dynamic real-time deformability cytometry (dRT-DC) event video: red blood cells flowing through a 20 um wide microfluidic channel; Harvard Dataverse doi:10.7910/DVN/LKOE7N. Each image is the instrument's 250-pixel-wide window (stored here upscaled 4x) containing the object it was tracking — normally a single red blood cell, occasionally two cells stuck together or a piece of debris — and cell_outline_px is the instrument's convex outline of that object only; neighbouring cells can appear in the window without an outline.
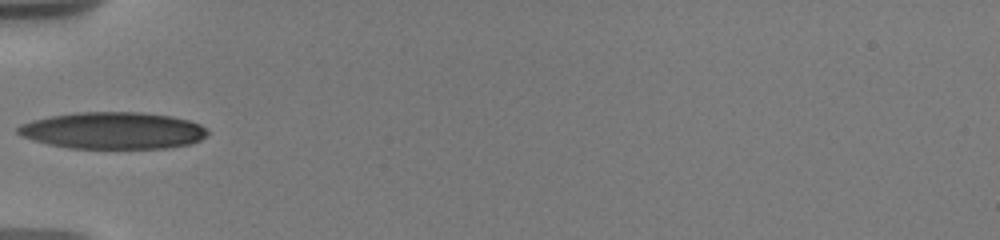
{"species": "human", "species_latin": "Homo sapiens", "temperature_condition": "warm", "stored_images_in_passage": 49, "camera_frame_rate_fps": 3000, "um_per_image_px": 0.085, "donor": {"sex": "male"}, "frame": {"image": 1, "passage_image": 1, "time_ms": 0.0, "image_size_px": [1000, 240], "cell_outline_px": [[208, 132], [200, 140], [192, 144], [168, 148], [68, 148], [48, 144], [20, 136], [16, 132], [16, 128], [20, 124], [32, 120], [48, 116], [76, 112], [140, 112], [172, 116], [188, 120], [200, 124], [208, 128]], "centroid_in_image_um": [9.59, 11.09], "position_along_channel_um": 75.4, "area_um2": 41.04}}
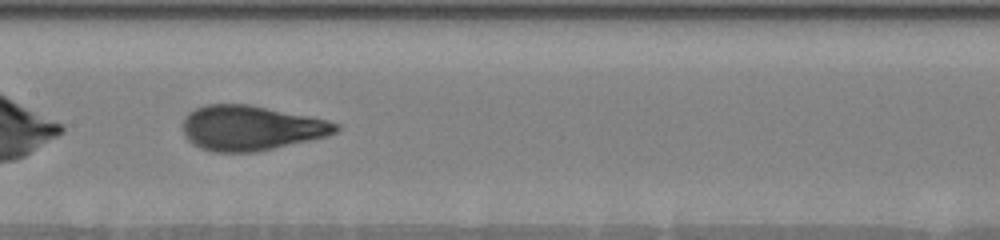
{"frame": {"image": 2, "passage_image": 15, "time_ms": 3.0, "image_size_px": [1000, 240], "cell_outline_px": [[340, 128], [336, 132], [328, 136], [256, 152], [216, 152], [200, 148], [192, 144], [184, 136], [184, 116], [188, 112], [204, 104], [248, 104], [328, 120], [340, 124]], "centroid_in_image_um": [21.32, 10.88], "position_along_channel_um": 186.1, "area_um2": 40.06}}
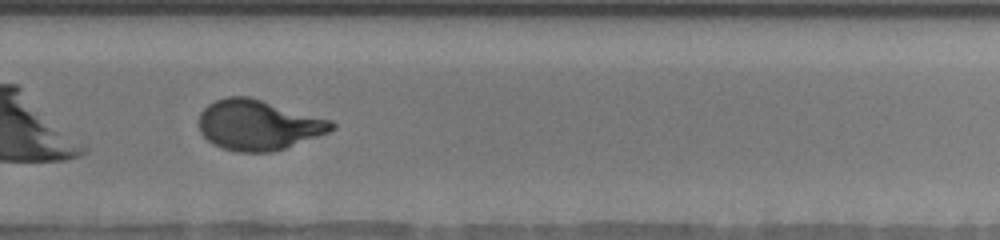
{"frame": {"image": 3, "passage_image": 30, "time_ms": 6.333, "image_size_px": [1000, 240], "cell_outline_px": [[336, 128], [328, 132], [284, 148], [272, 152], [236, 152], [212, 144], [200, 132], [200, 112], [208, 104], [216, 100], [228, 96], [248, 96], [332, 120], [336, 124]], "centroid_in_image_um": [21.95, 10.62], "position_along_channel_um": 307.8, "area_um2": 38.61}, "authors_computed_cell_mechanics": {"area_um2": 39.304, "velocity_mm_per_s": 3.6771, "shape_relaxation_time_tau1_ms": 3.8126, "shape_relaxation_time_tau2_ms": null, "deformation_change_tau1": 0.2169, "deformation_change_tau2": null}}